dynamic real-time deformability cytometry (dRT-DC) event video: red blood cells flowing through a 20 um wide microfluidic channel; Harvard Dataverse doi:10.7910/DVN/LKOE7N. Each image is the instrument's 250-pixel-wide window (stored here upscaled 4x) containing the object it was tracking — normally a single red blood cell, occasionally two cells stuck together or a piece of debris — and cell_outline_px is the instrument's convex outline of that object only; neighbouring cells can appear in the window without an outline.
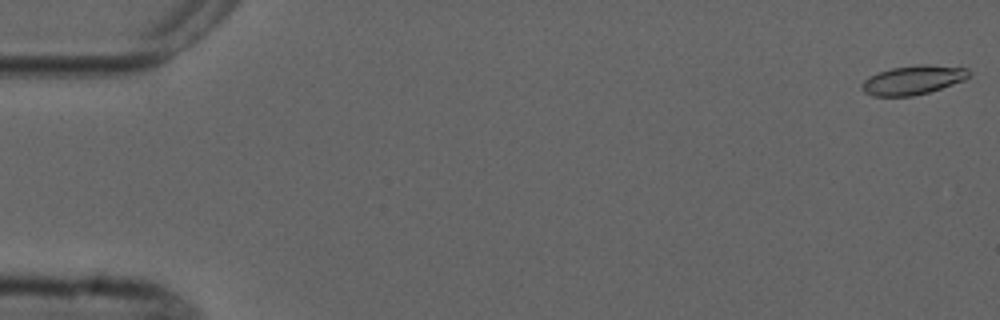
{"species": "common noctule bat (a hibernating species)", "species_latin": "Nyctalus noctula", "temperature_condition": "cold", "stored_images_in_passage": 6, "camera_frame_rate_fps": 3000, "um_per_image_px": 0.085, "animal": {"sex": "male", "forearm_length_mm": 52.5}, "frame": {"image": 1, "passage_image": 1, "time_ms": 0.0, "image_size_px": [1000, 320], "cell_outline_px": [[972, 72], [964, 80], [928, 92], [912, 96], [872, 96], [864, 92], [860, 88], [860, 84], [868, 76], [892, 68], [916, 64], [928, 64], [968, 68]], "centroid_in_image_um": [77.58, 6.79], "position_along_channel_um": 7.4, "area_um2": 18.21}}
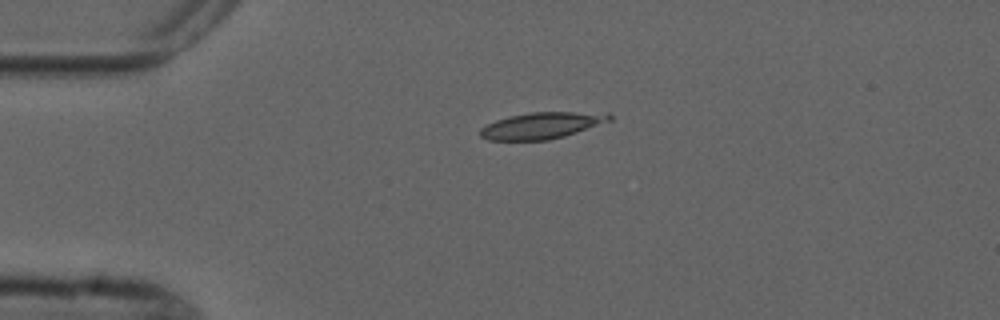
{"frame": {"image": 2, "passage_image": 4, "time_ms": 4.0, "image_size_px": [1000, 320], "cell_outline_px": [[612, 120], [564, 136], [548, 140], [488, 140], [480, 136], [480, 128], [496, 120], [508, 116], [532, 112], [608, 112], [612, 116]], "centroid_in_image_um": [46.06, 10.66], "position_along_channel_um": 38.9, "area_um2": 19.88}}